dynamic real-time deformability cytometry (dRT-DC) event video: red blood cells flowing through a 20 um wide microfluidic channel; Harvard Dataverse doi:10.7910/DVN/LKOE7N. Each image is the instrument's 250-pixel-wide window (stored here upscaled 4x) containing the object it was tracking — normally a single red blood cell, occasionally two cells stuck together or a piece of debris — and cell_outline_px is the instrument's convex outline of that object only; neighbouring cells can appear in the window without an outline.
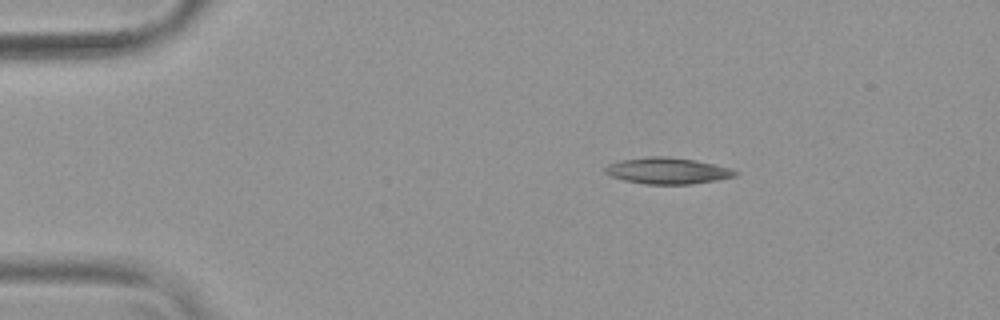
{"species": "common noctule bat (a hibernating species)", "species_latin": "Nyctalus noctula", "temperature_condition": "warm", "stored_images_in_passage": 45, "camera_frame_rate_fps": 3000, "um_per_image_px": 0.085, "animal": {"sex": "female", "body_mass_g": 19.9}, "frame": {"image": 1, "passage_image": 1, "time_ms": 0.0, "image_size_px": [1000, 320], "cell_outline_px": [[736, 176], [716, 180], [692, 184], [644, 184], [624, 180], [612, 176], [604, 172], [604, 168], [608, 164], [620, 160], [648, 156], [664, 156], [696, 160], [728, 168], [736, 172]], "centroid_in_image_um": [56.68, 14.51], "position_along_channel_um": 28.3, "area_um2": 19.77}}
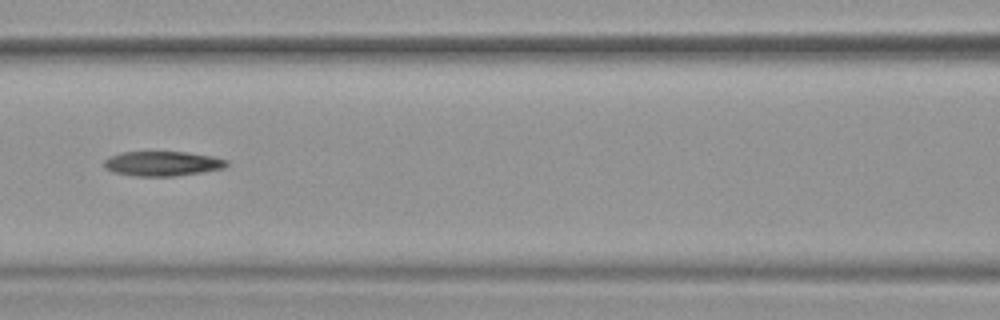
{"frame": {"image": 2, "passage_image": 16, "time_ms": 5.0, "image_size_px": [1000, 320], "cell_outline_px": [[228, 164], [224, 168], [204, 172], [172, 176], [136, 176], [112, 172], [104, 168], [104, 160], [120, 152], [188, 152], [212, 156], [228, 160]], "centroid_in_image_um": [13.81, 13.91], "position_along_channel_um": 152.8, "area_um2": 17.69}}
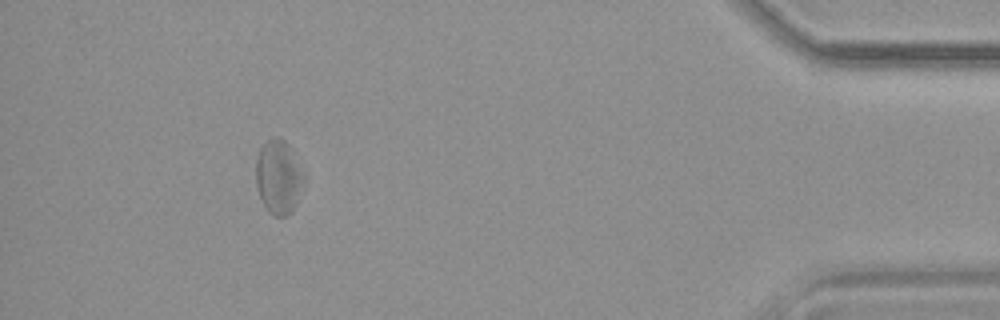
{"frame": {"image": 3, "passage_image": 41, "time_ms": 13.333, "image_size_px": [1000, 320], "cell_outline_px": [[308, 176], [296, 204], [292, 212], [288, 216], [276, 216], [268, 212], [260, 196], [256, 184], [256, 156], [260, 148], [272, 136], [280, 136], [288, 144]], "centroid_in_image_um": [23.72, 15.03], "position_along_channel_um": 411.5, "area_um2": 21.27}, "authors_computed_cell_mechanics": {"area_um2": 19.4208, "velocity_mm_per_s": 3.7659, "shape_relaxation_time_tau1_ms": null, "shape_relaxation_time_tau2_ms": 8.7261, "deformation_change_tau1": null, "deformation_change_tau2": 0.2331}}